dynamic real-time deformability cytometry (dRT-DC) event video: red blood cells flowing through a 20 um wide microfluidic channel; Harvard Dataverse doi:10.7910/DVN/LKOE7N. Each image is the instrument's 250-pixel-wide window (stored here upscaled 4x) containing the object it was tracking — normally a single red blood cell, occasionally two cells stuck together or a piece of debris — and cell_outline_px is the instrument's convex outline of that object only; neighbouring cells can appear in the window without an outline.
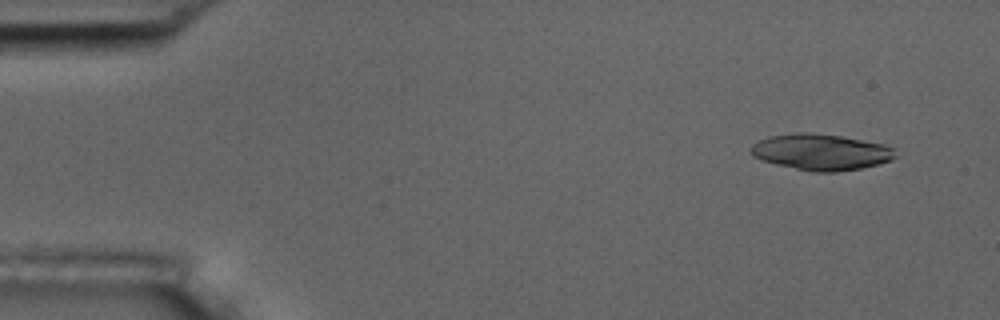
{"species": "common noctule bat (a hibernating species)", "species_latin": "Nyctalus noctula", "temperature_condition": "room temperature", "stored_images_in_passage": 7, "segment_of_instrument_passage": [1, 2], "camera_frame_rate_fps": 3000, "um_per_image_px": 0.085, "animal": {"sex": "male", "body_mass_g": 17.5, "forearm_length_mm": 52.3}, "frame": {"image": 1, "passage_image": 1, "time_ms": 0.0, "image_size_px": [1000, 320], "cell_outline_px": [[896, 156], [892, 160], [880, 164], [860, 168], [836, 172], [816, 172], [776, 164], [760, 160], [752, 156], [752, 144], [768, 136], [792, 132], [808, 132], [840, 136], [884, 144], [892, 148]], "centroid_in_image_um": [69.77, 12.92], "position_along_channel_um": 15.2, "area_um2": 30.35}}